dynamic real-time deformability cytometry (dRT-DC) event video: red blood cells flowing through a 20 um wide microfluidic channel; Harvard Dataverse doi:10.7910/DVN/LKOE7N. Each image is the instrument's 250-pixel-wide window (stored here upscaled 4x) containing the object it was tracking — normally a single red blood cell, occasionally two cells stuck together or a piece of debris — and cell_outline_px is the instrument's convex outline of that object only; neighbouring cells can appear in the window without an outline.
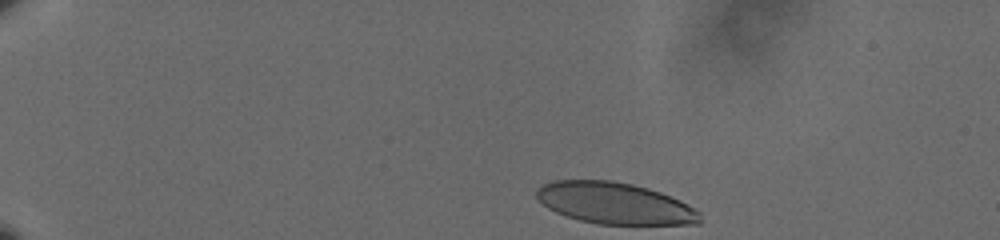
{"species": "human", "species_latin": "Homo sapiens", "temperature_condition": "cold", "stored_images_in_passage": 42, "camera_frame_rate_fps": 3000, "um_per_image_px": 0.085, "donor": {"sex": "male"}, "frame": {"image": 1, "passage_image": 1, "time_ms": 0.0, "image_size_px": [1000, 240], "cell_outline_px": [[700, 224], [596, 224], [580, 220], [556, 212], [548, 208], [536, 196], [536, 188], [552, 180], [612, 180], [632, 184], [648, 188], [660, 192], [680, 200], [688, 204], [700, 212]], "centroid_in_image_um": [52.26, 17.27], "position_along_channel_um": 32.7, "area_um2": 39.48}}
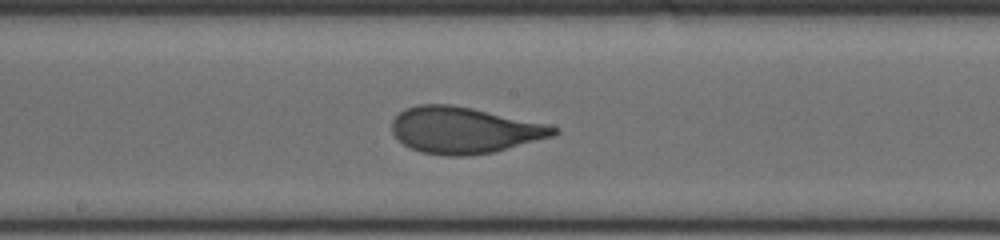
{"frame": {"image": 2, "passage_image": 24, "time_ms": 7.667, "image_size_px": [1000, 240], "cell_outline_px": [[560, 132], [556, 136], [492, 152], [464, 156], [444, 156], [420, 152], [404, 144], [392, 132], [392, 120], [404, 108], [416, 104], [452, 104], [472, 108], [544, 124], [560, 128]], "centroid_in_image_um": [39.44, 11.06], "position_along_channel_um": 208.8, "area_um2": 43.58}}
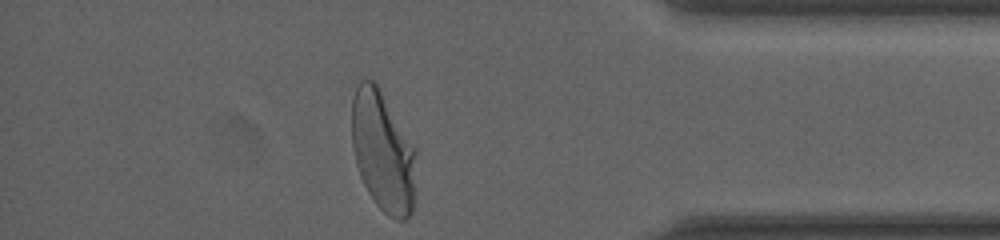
{"frame": {"image": 3, "passage_image": 42, "time_ms": 13.667, "image_size_px": [1000, 240], "cell_outline_px": [[416, 152], [412, 212], [404, 220], [396, 220], [388, 216], [376, 204], [368, 192], [360, 176], [356, 164], [352, 148], [352, 100], [356, 88], [360, 80], [372, 80], [380, 88], [416, 148]], "centroid_in_image_um": [32.54, 12.87], "position_along_channel_um": 402.7, "area_um2": 45.14}, "authors_computed_cell_mechanics": {"area_um2": 42.8298, "velocity_mm_per_s": 3.5782, "shape_relaxation_time_tau1_ms": 4.496, "shape_relaxation_time_tau2_ms": null, "deformation_change_tau1": 0.1838, "deformation_change_tau2": null}}